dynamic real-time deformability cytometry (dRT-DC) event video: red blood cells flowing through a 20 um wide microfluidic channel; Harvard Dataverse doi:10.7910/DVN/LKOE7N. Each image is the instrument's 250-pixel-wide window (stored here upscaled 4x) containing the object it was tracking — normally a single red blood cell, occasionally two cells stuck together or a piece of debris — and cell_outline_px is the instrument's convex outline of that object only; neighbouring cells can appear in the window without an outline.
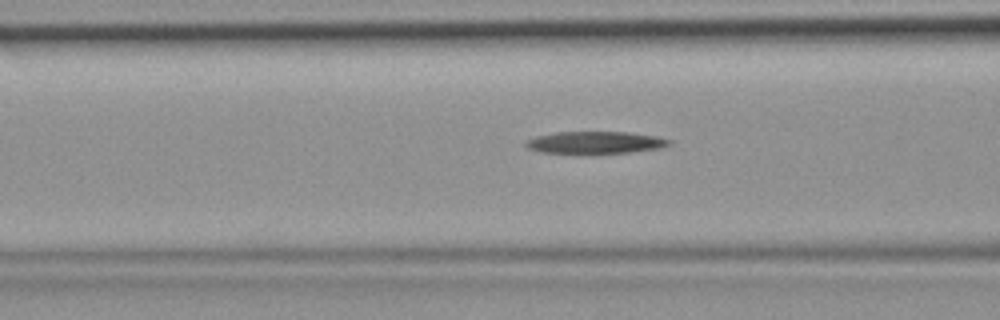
{"species": "common noctule bat (a hibernating species)", "species_latin": "Nyctalus noctula", "temperature_condition": "room temperature", "stored_images_in_passage": 44, "camera_frame_rate_fps": 3000, "um_per_image_px": 0.085, "animal": {"sex": "female", "body_mass_g": 19.9}, "frame": {"image": 1, "passage_image": 17, "time_ms": 5.333, "image_size_px": [1000, 320], "cell_outline_px": [[672, 144], [660, 148], [628, 152], [540, 152], [528, 148], [524, 144], [528, 140], [536, 136], [556, 132], [628, 132], [656, 136], [672, 140]], "centroid_in_image_um": [50.63, 12.09], "position_along_channel_um": 116.0, "area_um2": 18.03}}
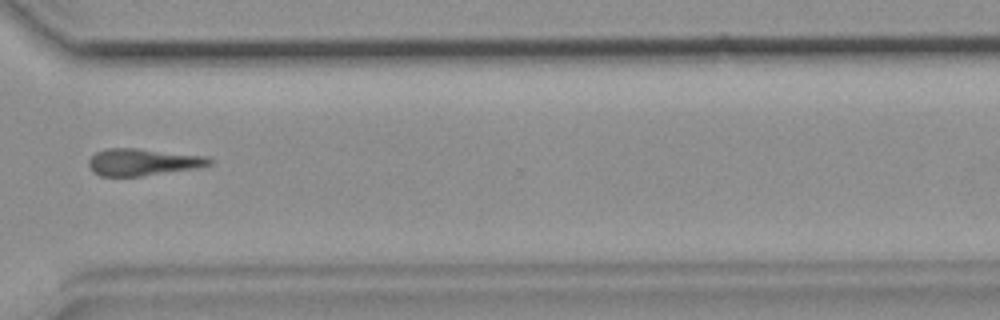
{"frame": {"image": 2, "passage_image": 33, "time_ms": 10.667, "image_size_px": [1000, 320], "cell_outline_px": [[212, 164], [196, 168], [140, 176], [100, 176], [92, 172], [88, 164], [88, 160], [96, 152], [108, 148], [136, 148], [208, 156], [212, 160]], "centroid_in_image_um": [12.13, 13.77], "position_along_channel_um": 358.5, "area_um2": 18.96}}
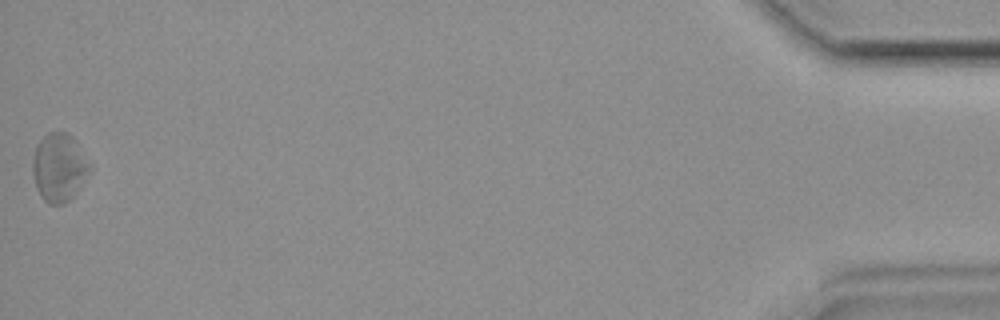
{"frame": {"image": 3, "passage_image": 44, "time_ms": 14.333, "image_size_px": [1000, 320], "cell_outline_px": [[92, 168], [76, 192], [64, 204], [48, 204], [44, 200], [36, 184], [32, 172], [32, 160], [36, 148], [40, 140], [48, 132], [68, 132], [72, 136], [92, 164]], "centroid_in_image_um": [5.04, 14.21], "position_along_channel_um": 430.2, "area_um2": 22.54}}